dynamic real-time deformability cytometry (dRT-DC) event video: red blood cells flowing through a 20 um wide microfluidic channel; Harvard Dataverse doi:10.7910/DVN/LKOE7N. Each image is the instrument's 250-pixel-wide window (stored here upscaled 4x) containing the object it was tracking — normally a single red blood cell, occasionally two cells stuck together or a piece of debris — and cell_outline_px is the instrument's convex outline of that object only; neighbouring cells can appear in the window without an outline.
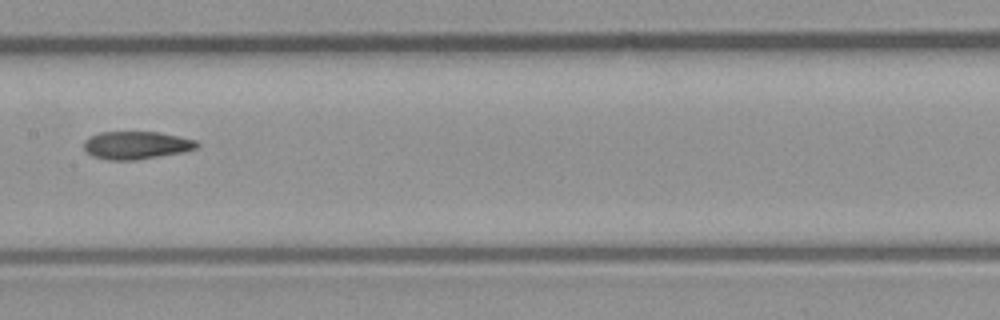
{"species": "common noctule bat (a hibernating species)", "species_latin": "Nyctalus noctula", "temperature_condition": "room temperature", "stored_images_in_passage": 6, "camera_frame_rate_fps": 3000, "um_per_image_px": 0.085, "animal": {"sex": "male", "body_mass_g": 23.1, "forearm_length_mm": 52.7}, "frame": {"image": 1, "passage_image": 6, "time_ms": 5.667, "image_size_px": [1000, 320], "cell_outline_px": [[200, 144], [196, 148], [184, 152], [136, 160], [108, 160], [92, 156], [84, 148], [84, 140], [88, 136], [100, 132], [156, 132], [196, 140]], "centroid_in_image_um": [11.56, 12.35], "position_along_channel_um": 195.8, "area_um2": 18.32}}